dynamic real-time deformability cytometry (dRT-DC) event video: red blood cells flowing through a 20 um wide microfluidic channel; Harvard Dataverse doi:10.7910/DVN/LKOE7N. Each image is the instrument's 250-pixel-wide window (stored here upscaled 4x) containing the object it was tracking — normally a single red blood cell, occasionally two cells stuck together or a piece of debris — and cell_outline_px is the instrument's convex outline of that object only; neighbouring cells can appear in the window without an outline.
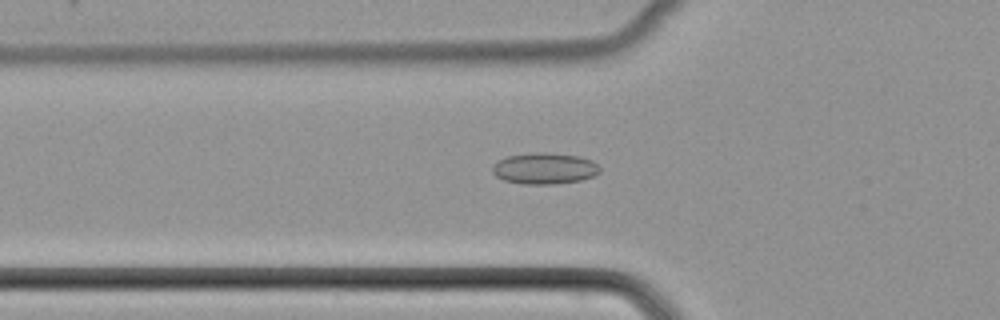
{"species": "common noctule bat (a hibernating species)", "species_latin": "Nyctalus noctula", "temperature_condition": "cold", "stored_images_in_passage": 31, "camera_frame_rate_fps": 3000, "um_per_image_px": 0.085, "animal": {"sex": "female", "body_mass_g": 22.7, "forearm_length_mm": 54.2}, "frame": {"image": 1, "passage_image": 4, "time_ms": 1.0, "image_size_px": [1000, 320], "cell_outline_px": [[600, 172], [596, 176], [580, 180], [556, 184], [524, 184], [504, 180], [496, 176], [492, 172], [492, 164], [496, 160], [508, 156], [536, 152], [544, 152], [580, 156], [592, 160], [600, 168]], "centroid_in_image_um": [46.28, 14.31], "position_along_channel_um": 79.5, "area_um2": 19.77}}
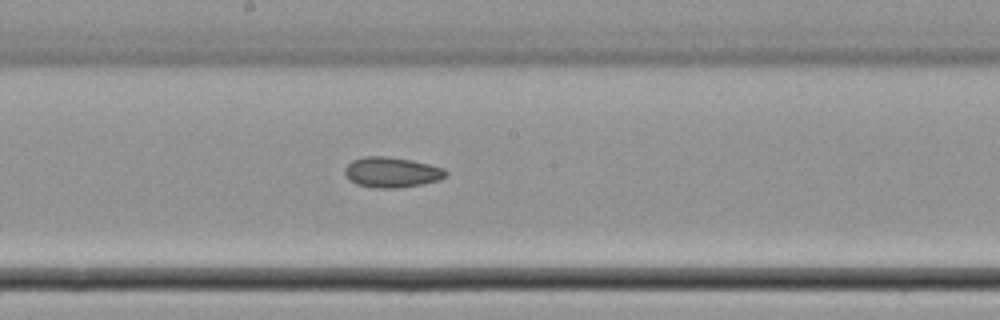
{"frame": {"image": 2, "passage_image": 14, "time_ms": 4.333, "image_size_px": [1000, 320], "cell_outline_px": [[448, 176], [440, 180], [400, 188], [376, 188], [356, 184], [348, 180], [344, 172], [344, 168], [352, 160], [364, 156], [388, 156], [412, 160], [444, 168], [448, 172]], "centroid_in_image_um": [33.29, 14.64], "position_along_channel_um": 214.9, "area_um2": 18.09}}
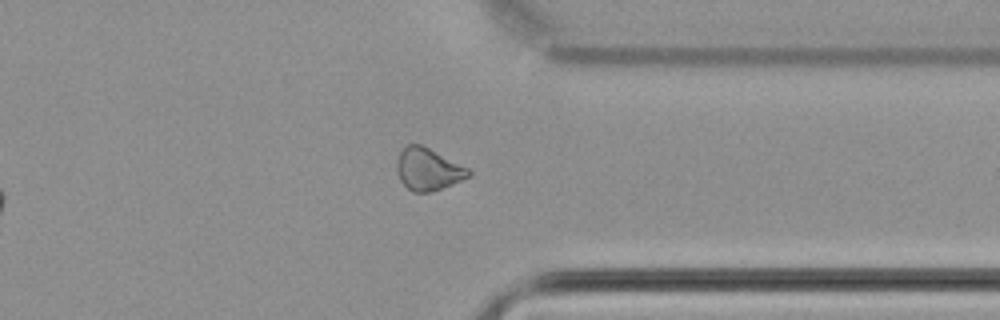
{"frame": {"image": 3, "passage_image": 26, "time_ms": 8.333, "image_size_px": [1000, 320], "cell_outline_px": [[472, 172], [468, 176], [460, 180], [432, 192], [412, 192], [400, 180], [396, 172], [396, 160], [400, 152], [408, 144], [420, 144], [468, 168]], "centroid_in_image_um": [36.33, 14.39], "position_along_channel_um": 375.1, "area_um2": 17.34}}